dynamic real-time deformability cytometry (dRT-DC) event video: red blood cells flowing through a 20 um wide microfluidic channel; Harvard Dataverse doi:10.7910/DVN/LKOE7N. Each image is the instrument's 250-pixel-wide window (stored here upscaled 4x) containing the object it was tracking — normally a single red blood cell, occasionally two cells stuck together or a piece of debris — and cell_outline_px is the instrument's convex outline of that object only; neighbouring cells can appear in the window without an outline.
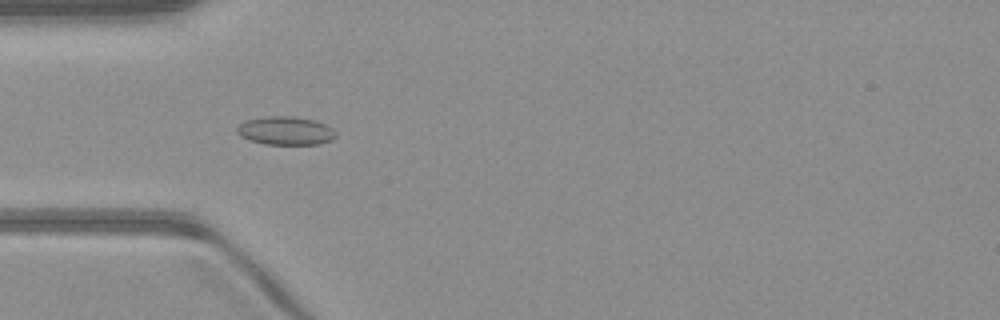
{"species": "common noctule bat (a hibernating species)", "species_latin": "Nyctalus noctula", "temperature_condition": "warm", "stored_images_in_passage": 42, "camera_frame_rate_fps": 3000, "um_per_image_px": 0.085, "animal": {"sex": "male", "body_mass_g": 23.1, "forearm_length_mm": 52.7}, "frame": {"image": 1, "passage_image": 7, "time_ms": 2.0, "image_size_px": [1000, 320], "cell_outline_px": [[336, 136], [332, 140], [320, 144], [264, 144], [248, 140], [240, 136], [236, 132], [236, 128], [244, 120], [264, 116], [296, 116], [316, 120], [332, 128], [336, 132]], "centroid_in_image_um": [24.26, 11.1], "position_along_channel_um": 60.7, "area_um2": 16.65}}
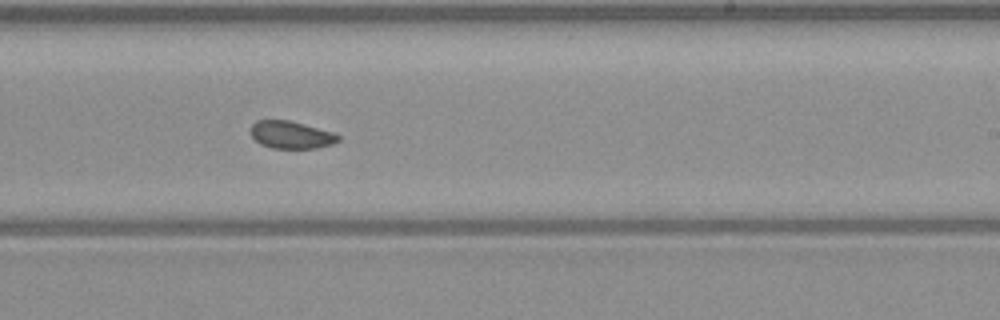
{"frame": {"image": 2, "passage_image": 22, "time_ms": 7.0, "image_size_px": [1000, 320], "cell_outline_px": [[340, 140], [332, 144], [316, 148], [272, 148], [260, 144], [252, 136], [252, 124], [256, 120], [288, 120], [304, 124], [332, 132], [340, 136]], "centroid_in_image_um": [24.75, 11.46], "position_along_channel_um": 264.2, "area_um2": 13.87}}
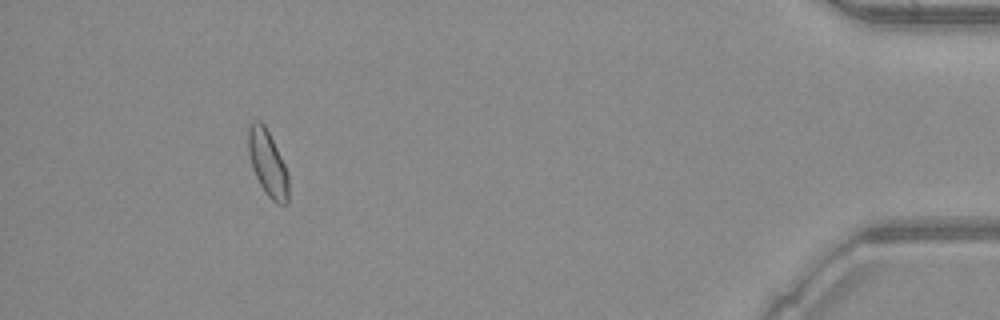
{"frame": {"image": 3, "passage_image": 38, "time_ms": 12.333, "image_size_px": [1000, 320], "cell_outline_px": [[288, 204], [276, 204], [264, 192], [252, 168], [248, 152], [248, 124], [256, 120], [260, 120], [264, 124], [284, 164], [288, 176]], "centroid_in_image_um": [22.73, 13.88], "position_along_channel_um": 412.5, "area_um2": 15.32}, "authors_computed_cell_mechanics": {"area_um2": 15.028, "velocity_mm_per_s": 4.091, "shape_relaxation_time_tau1_ms": null, "shape_relaxation_time_tau2_ms": 2.0847, "deformation_change_tau1": null, "deformation_change_tau2": 0.0623}}